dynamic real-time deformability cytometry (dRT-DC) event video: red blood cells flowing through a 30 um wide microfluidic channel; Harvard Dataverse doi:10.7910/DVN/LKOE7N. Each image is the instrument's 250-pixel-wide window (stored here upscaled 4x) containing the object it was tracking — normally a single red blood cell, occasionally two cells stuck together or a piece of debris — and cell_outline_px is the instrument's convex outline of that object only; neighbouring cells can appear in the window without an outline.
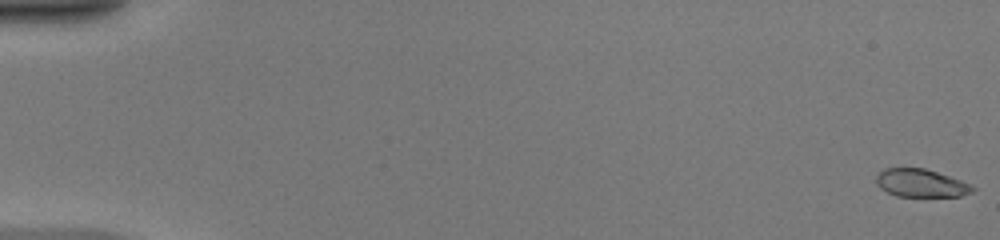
{"species": "common noctule bat (a hibernating species)", "species_latin": "Nyctalus noctula", "temperature_condition": "warm", "stored_images_in_passage": 51, "camera_frame_rate_fps": 3000, "um_per_image_px": 0.085, "animal": {"sex": "female", "body_mass_g": 20.0, "forearm_length_mm": 54.0}, "frame": {"image": 1, "passage_image": 1, "time_ms": 0.0, "image_size_px": [1000, 240], "cell_outline_px": [[976, 188], [972, 192], [960, 196], [896, 196], [880, 188], [876, 184], [876, 176], [884, 168], [924, 168], [960, 180]], "centroid_in_image_um": [78.24, 15.56], "position_along_channel_um": 6.8, "area_um2": 15.49}}
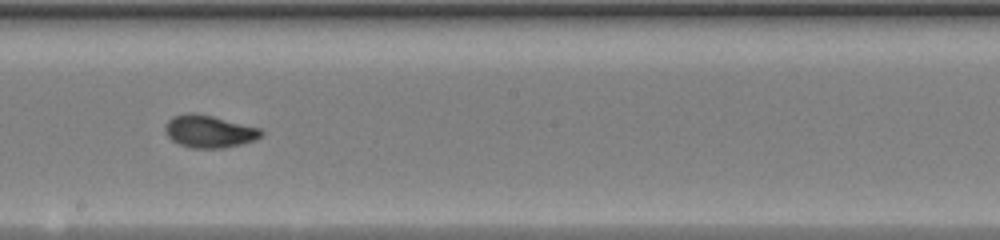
{"frame": {"image": 2, "passage_image": 30, "time_ms": 9.667, "image_size_px": [1000, 240], "cell_outline_px": [[264, 132], [256, 140], [224, 148], [192, 148], [180, 144], [172, 140], [164, 132], [164, 124], [172, 116], [188, 112], [192, 112], [212, 116], [260, 128]], "centroid_in_image_um": [17.74, 11.16], "position_along_channel_um": 230.5, "area_um2": 18.21}}
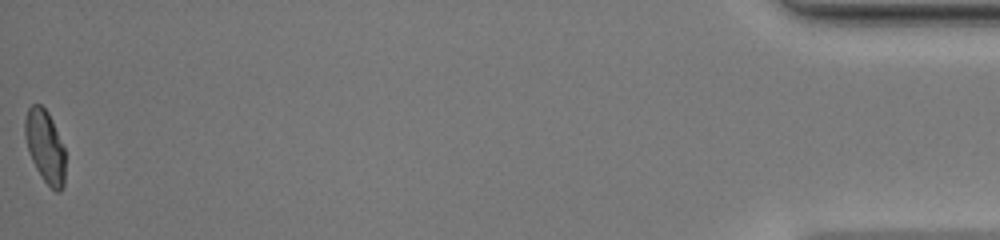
{"frame": {"image": 3, "passage_image": 51, "time_ms": 16.667, "image_size_px": [1000, 240], "cell_outline_px": [[64, 184], [60, 192], [56, 192], [44, 180], [36, 168], [28, 152], [24, 136], [24, 120], [28, 108], [32, 104], [40, 104], [48, 112], [52, 120], [64, 148]], "centroid_in_image_um": [3.81, 12.42], "position_along_channel_um": 431.4, "area_um2": 16.99}, "authors_computed_cell_mechanics": {"area_um2": 17.2822, "velocity_mm_per_s": 4.1873, "shape_relaxation_time_tau1_ms": 4.4791, "shape_relaxation_time_tau2_ms": null, "deformation_change_tau1": 0.2181, "deformation_change_tau2": null}}